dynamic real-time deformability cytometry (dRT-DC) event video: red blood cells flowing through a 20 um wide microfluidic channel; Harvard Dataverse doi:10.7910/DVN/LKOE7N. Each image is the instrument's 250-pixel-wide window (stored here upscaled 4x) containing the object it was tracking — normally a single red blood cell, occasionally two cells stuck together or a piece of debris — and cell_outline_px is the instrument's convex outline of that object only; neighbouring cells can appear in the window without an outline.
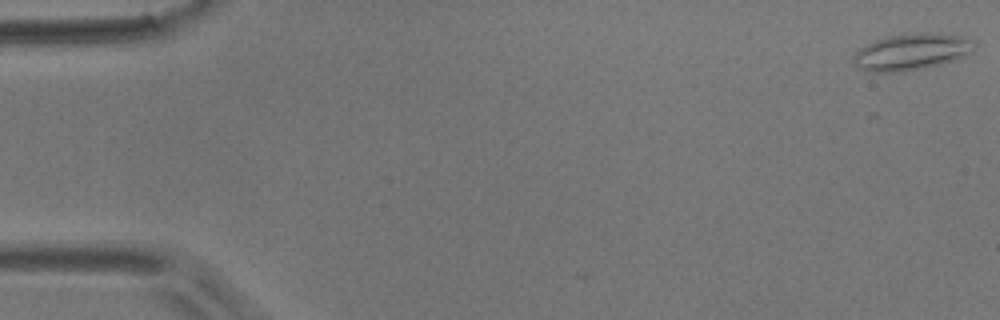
{"species": "common noctule bat (a hibernating species)", "species_latin": "Nyctalus noctula", "temperature_condition": "room temperature", "stored_images_in_passage": 9, "camera_frame_rate_fps": 3000, "um_per_image_px": 0.085, "animal": {"sex": "male", "body_mass_g": 17.9}, "frame": {"image": 1, "passage_image": 1, "time_ms": 0.0, "image_size_px": [1000, 320], "cell_outline_px": [[976, 44], [972, 52], [956, 60], [924, 68], [896, 72], [868, 72], [856, 68], [852, 60], [852, 56], [860, 48], [876, 40], [888, 36], [908, 32], [940, 32], [960, 36], [972, 40]], "centroid_in_image_um": [77.47, 4.4], "position_along_channel_um": 7.5, "area_um2": 26.18}}